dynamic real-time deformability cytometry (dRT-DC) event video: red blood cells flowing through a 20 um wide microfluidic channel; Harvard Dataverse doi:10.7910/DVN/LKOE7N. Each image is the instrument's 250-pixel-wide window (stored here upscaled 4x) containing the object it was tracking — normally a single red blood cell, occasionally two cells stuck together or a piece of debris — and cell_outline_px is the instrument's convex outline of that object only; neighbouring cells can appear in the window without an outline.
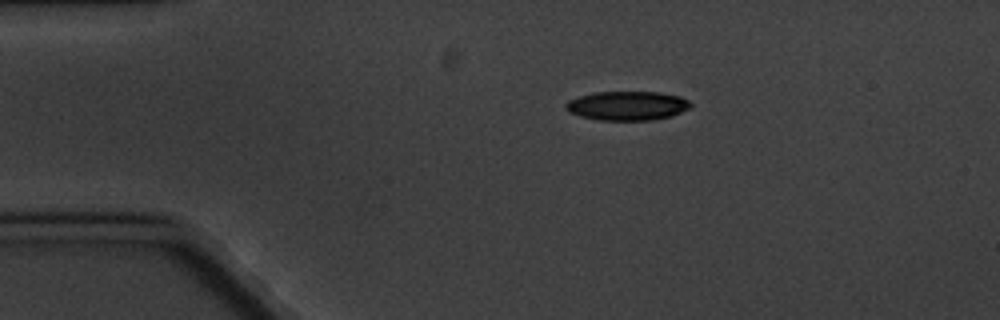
{"species": "common noctule bat (a hibernating species)", "species_latin": "Nyctalus noctula", "temperature_condition": "cold", "stored_images_in_passage": 9, "camera_frame_rate_fps": 3000, "um_per_image_px": 0.085, "animal": {"sex": "male", "body_mass_g": 20.1, "forearm_length_mm": 53.5}, "frame": {"image": 1, "passage_image": 1, "time_ms": 0.0, "image_size_px": [1000, 320], "cell_outline_px": [[692, 104], [688, 108], [672, 116], [652, 120], [600, 120], [580, 116], [568, 112], [564, 108], [564, 104], [568, 100], [580, 96], [596, 92], [660, 92], [680, 96], [688, 100]], "centroid_in_image_um": [53.29, 8.99], "position_along_channel_um": 31.7, "area_um2": 21.21}}
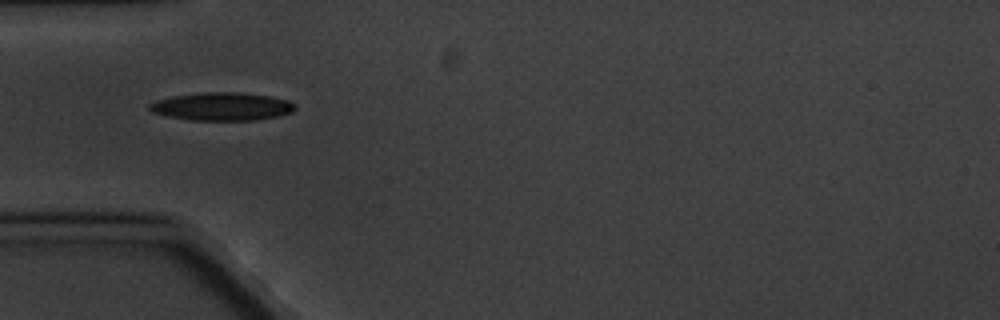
{"frame": {"image": 2, "passage_image": 3, "time_ms": 2.333, "image_size_px": [1000, 320], "cell_outline_px": [[296, 108], [292, 112], [280, 116], [256, 120], [192, 120], [168, 116], [152, 112], [148, 108], [148, 104], [156, 100], [172, 96], [204, 92], [240, 92], [272, 96], [288, 100], [296, 104]], "centroid_in_image_um": [18.9, 9.05], "position_along_channel_um": 66.1, "area_um2": 23.99}}